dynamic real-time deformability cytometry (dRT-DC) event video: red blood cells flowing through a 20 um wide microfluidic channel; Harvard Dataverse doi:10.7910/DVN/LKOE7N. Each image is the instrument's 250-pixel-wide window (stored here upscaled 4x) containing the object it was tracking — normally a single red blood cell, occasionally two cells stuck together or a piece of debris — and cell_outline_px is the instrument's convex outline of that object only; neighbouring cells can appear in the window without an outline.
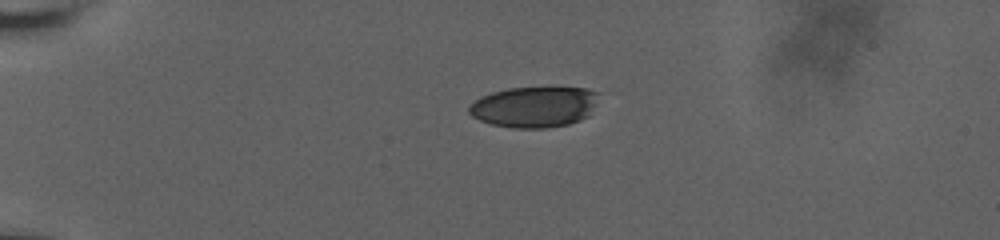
{"species": "human", "species_latin": "Homo sapiens", "temperature_condition": "room temperature", "stored_images_in_passage": 3, "camera_frame_rate_fps": 3000, "um_per_image_px": 0.085, "donor": {"sex": "male"}, "frame": {"image": 1, "passage_image": 1, "time_ms": 0.0, "image_size_px": [1000, 240], "cell_outline_px": [[596, 92], [588, 116], [580, 120], [568, 124], [544, 128], [512, 128], [492, 124], [480, 120], [472, 116], [468, 112], [468, 104], [480, 96], [492, 92], [508, 88], [588, 88]], "centroid_in_image_um": [45.31, 9.09], "position_along_channel_um": 39.7, "area_um2": 30.46}}